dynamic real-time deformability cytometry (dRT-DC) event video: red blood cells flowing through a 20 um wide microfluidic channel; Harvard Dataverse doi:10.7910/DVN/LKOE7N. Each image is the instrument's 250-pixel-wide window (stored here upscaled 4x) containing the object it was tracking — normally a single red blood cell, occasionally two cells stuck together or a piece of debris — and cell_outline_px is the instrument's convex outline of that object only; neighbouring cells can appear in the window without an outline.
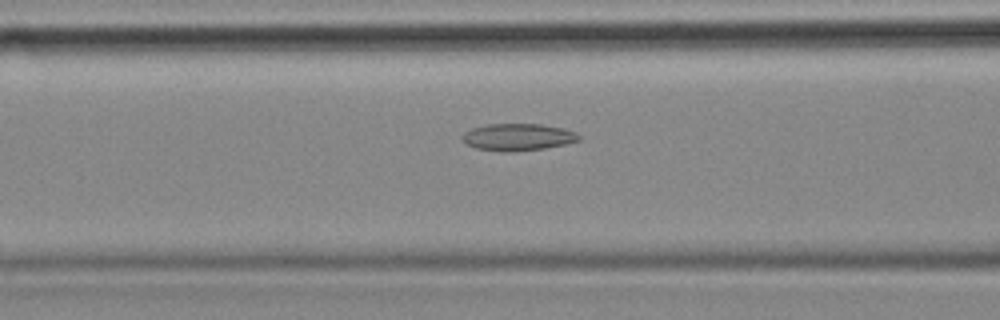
{"species": "common noctule bat (a hibernating species)", "species_latin": "Nyctalus noctula", "temperature_condition": "cold", "stored_images_in_passage": 39, "camera_frame_rate_fps": 3000, "um_per_image_px": 0.085, "animal": {"sex": "female", "body_mass_g": 18.4}, "frame": {"image": 1, "passage_image": 5, "time_ms": 1.333, "image_size_px": [1000, 320], "cell_outline_px": [[580, 140], [564, 144], [544, 148], [512, 152], [500, 152], [476, 148], [468, 144], [460, 136], [464, 132], [472, 128], [488, 124], [540, 124], [564, 128], [576, 132], [580, 136]], "centroid_in_image_um": [44.02, 11.65], "position_along_channel_um": 122.6, "area_um2": 18.38}}
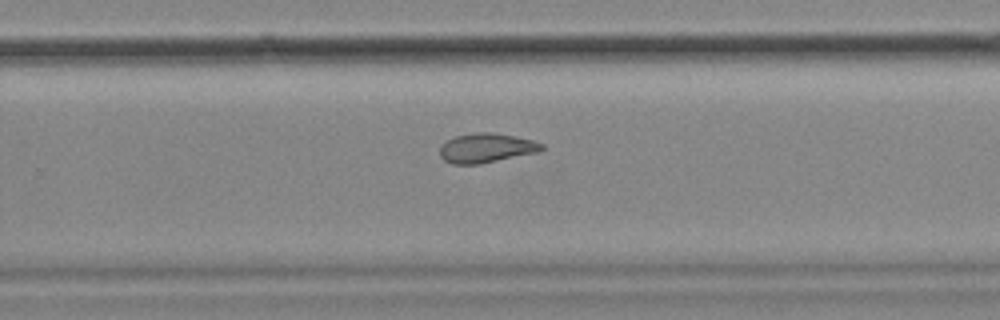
{"frame": {"image": 2, "passage_image": 19, "time_ms": 6.0, "image_size_px": [1000, 320], "cell_outline_px": [[544, 148], [536, 152], [480, 164], [452, 164], [444, 160], [440, 156], [440, 148], [448, 140], [456, 136], [476, 132], [492, 132], [532, 140], [544, 144]], "centroid_in_image_um": [41.32, 12.58], "position_along_channel_um": 288.5, "area_um2": 17.17}}
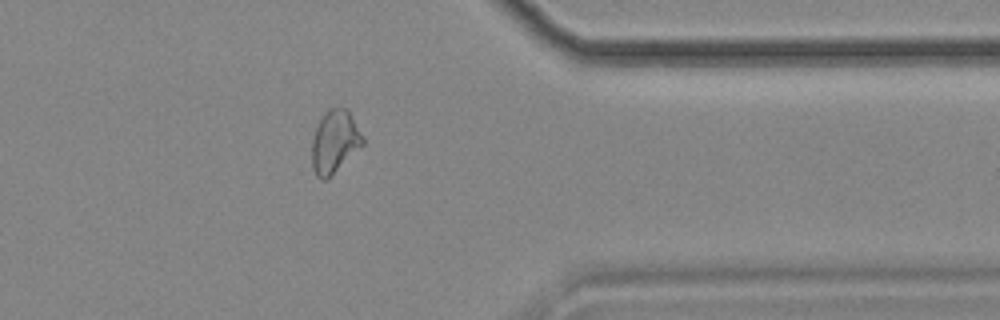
{"frame": {"image": 3, "passage_image": 28, "time_ms": 9.0, "image_size_px": [1000, 320], "cell_outline_px": [[364, 144], [324, 180], [320, 180], [316, 176], [312, 168], [312, 140], [316, 128], [324, 112], [328, 108], [348, 108], [364, 136]], "centroid_in_image_um": [28.45, 12.0], "position_along_channel_um": 382.9, "area_um2": 18.44}}